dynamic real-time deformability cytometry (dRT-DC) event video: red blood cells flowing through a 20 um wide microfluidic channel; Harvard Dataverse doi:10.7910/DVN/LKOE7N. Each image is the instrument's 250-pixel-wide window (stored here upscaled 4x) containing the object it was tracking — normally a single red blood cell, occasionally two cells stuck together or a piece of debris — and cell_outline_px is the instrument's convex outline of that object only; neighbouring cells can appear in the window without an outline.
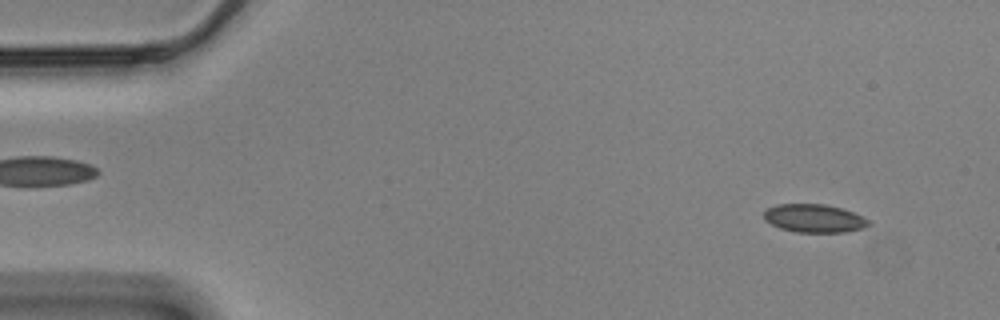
{"species": "Egyptian fruit bat (a non-hibernating species)", "species_latin": "Rousettus aegyptiacus", "temperature_condition": "cold", "stored_images_in_passage": 56, "camera_frame_rate_fps": 3000, "um_per_image_px": 0.085, "animal": {"sex": "male"}, "frame": {"image": 1, "passage_image": 4, "time_ms": 1.0, "image_size_px": [1000, 320], "cell_outline_px": [[872, 224], [864, 228], [844, 232], [796, 232], [780, 228], [764, 220], [764, 212], [768, 208], [776, 204], [824, 204], [840, 208], [864, 216], [872, 220]], "centroid_in_image_um": [69.25, 18.56], "position_along_channel_um": 15.8, "area_um2": 17.34}}
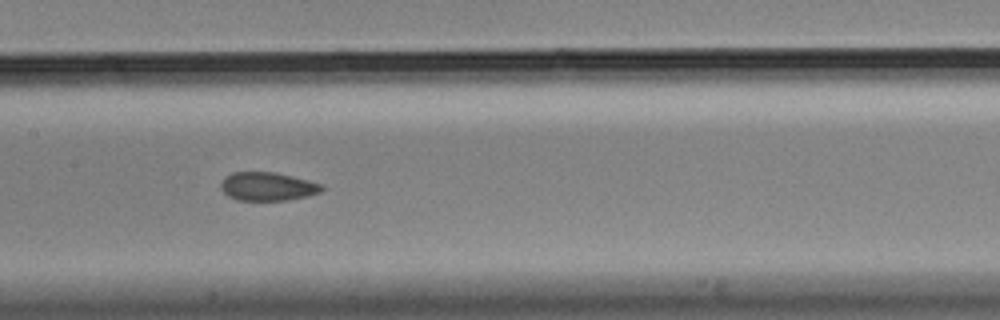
{"frame": {"image": 2, "passage_image": 27, "time_ms": 8.667, "image_size_px": [1000, 320], "cell_outline_px": [[324, 188], [320, 192], [308, 196], [288, 200], [236, 200], [228, 196], [220, 188], [220, 184], [224, 176], [232, 172], [276, 172], [324, 184]], "centroid_in_image_um": [22.74, 15.84], "position_along_channel_um": 184.7, "area_um2": 16.94}}
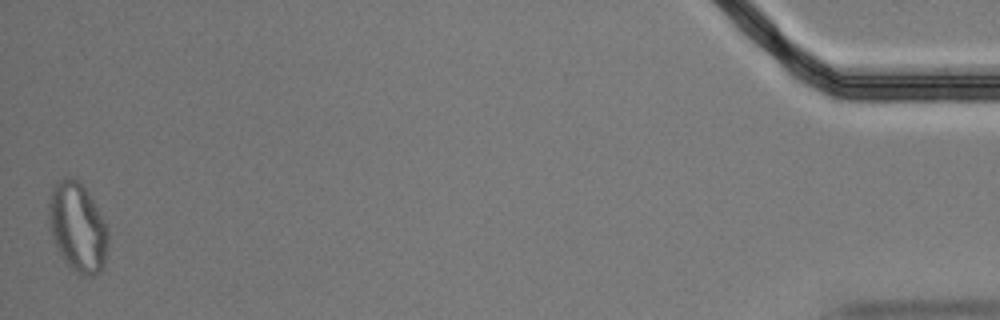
{"frame": {"image": 3, "passage_image": 56, "time_ms": 18.333, "image_size_px": [1000, 320], "cell_outline_px": [[108, 248], [104, 268], [100, 272], [92, 276], [80, 276], [64, 260], [52, 236], [48, 220], [48, 204], [52, 188], [56, 180], [64, 176], [68, 176], [76, 180], [88, 192], [104, 220], [108, 228]], "centroid_in_image_um": [6.61, 19.32], "position_along_channel_um": 428.6, "area_um2": 31.04}, "authors_computed_cell_mechanics": {"area_um2": 17.6579, "velocity_mm_per_s": 3.4751, "shape_relaxation_time_tau1_ms": null, "shape_relaxation_time_tau2_ms": 2.8952, "deformation_change_tau1": null, "deformation_change_tau2": 0.0528}}